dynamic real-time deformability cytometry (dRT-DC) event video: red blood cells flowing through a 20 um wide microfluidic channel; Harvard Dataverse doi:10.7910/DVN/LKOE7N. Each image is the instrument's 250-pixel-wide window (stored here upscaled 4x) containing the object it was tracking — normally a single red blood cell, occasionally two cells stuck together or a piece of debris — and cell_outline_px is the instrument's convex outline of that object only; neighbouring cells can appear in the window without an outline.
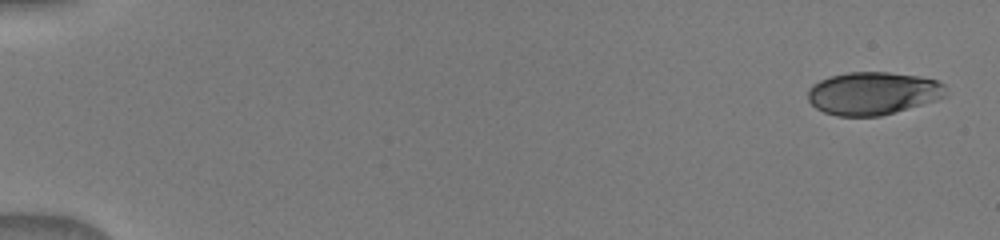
{"species": "human", "species_latin": "Homo sapiens", "temperature_condition": "warm", "stored_images_in_passage": 12, "camera_frame_rate_fps": 3000, "um_per_image_px": 0.085, "donor": {"sex": "male"}, "frame": {"image": 1, "passage_image": 1, "time_ms": 0.0, "image_size_px": [1000, 240], "cell_outline_px": [[948, 96], [936, 100], [880, 116], [836, 116], [824, 112], [816, 108], [808, 100], [808, 88], [812, 84], [828, 76], [848, 72], [888, 72], [916, 76], [936, 80], [944, 84]], "centroid_in_image_um": [74.18, 7.93], "position_along_channel_um": 10.8, "area_um2": 34.51}}
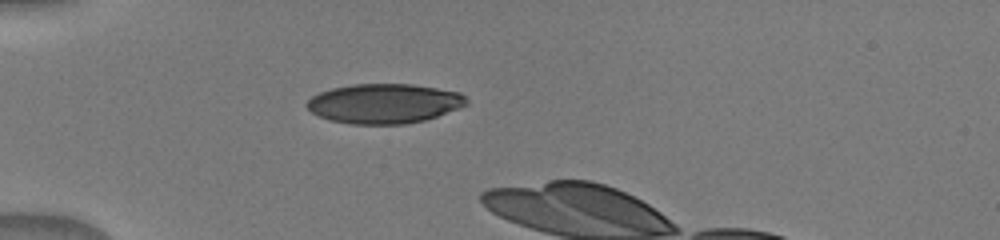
{"frame": {"image": 2, "passage_image": 9, "time_ms": 4.667, "image_size_px": [1000, 240], "cell_outline_px": [[468, 104], [460, 108], [424, 120], [404, 124], [352, 124], [328, 120], [312, 112], [304, 104], [312, 96], [320, 92], [332, 88], [352, 84], [412, 84], [460, 92], [468, 100]], "centroid_in_image_um": [32.65, 8.8], "position_along_channel_um": 52.4, "area_um2": 36.88}}